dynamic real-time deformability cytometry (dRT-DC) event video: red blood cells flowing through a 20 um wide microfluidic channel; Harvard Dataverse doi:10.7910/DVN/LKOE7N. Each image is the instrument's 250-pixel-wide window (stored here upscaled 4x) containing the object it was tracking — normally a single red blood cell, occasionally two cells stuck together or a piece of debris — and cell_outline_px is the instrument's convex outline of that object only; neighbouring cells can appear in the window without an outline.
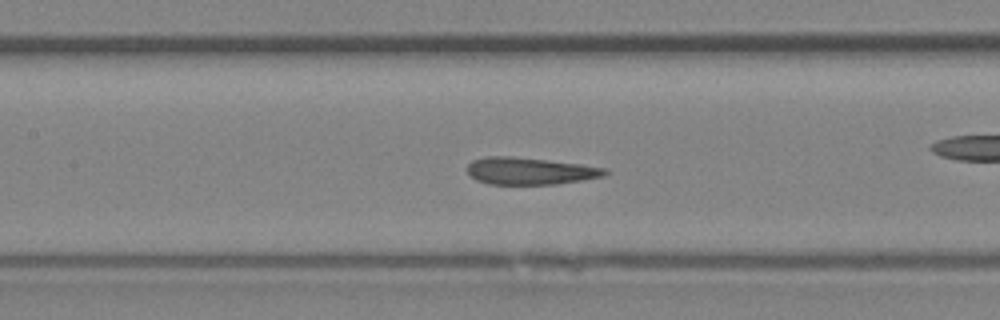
{"species": "Egyptian fruit bat (a non-hibernating species)", "species_latin": "Rousettus aegyptiacus", "temperature_condition": "room temperature", "stored_images_in_passage": 39, "camera_frame_rate_fps": 3000, "um_per_image_px": 0.085, "animal": {"sex": "female"}, "frame": {"image": 1, "passage_image": 17, "time_ms": 5.333, "image_size_px": [1000, 320], "cell_outline_px": [[608, 172], [604, 176], [584, 180], [556, 184], [488, 184], [476, 180], [468, 172], [468, 164], [472, 160], [488, 156], [512, 156], [548, 160], [580, 164], [604, 168]], "centroid_in_image_um": [45.03, 14.53], "position_along_channel_um": 162.4, "area_um2": 21.68}}